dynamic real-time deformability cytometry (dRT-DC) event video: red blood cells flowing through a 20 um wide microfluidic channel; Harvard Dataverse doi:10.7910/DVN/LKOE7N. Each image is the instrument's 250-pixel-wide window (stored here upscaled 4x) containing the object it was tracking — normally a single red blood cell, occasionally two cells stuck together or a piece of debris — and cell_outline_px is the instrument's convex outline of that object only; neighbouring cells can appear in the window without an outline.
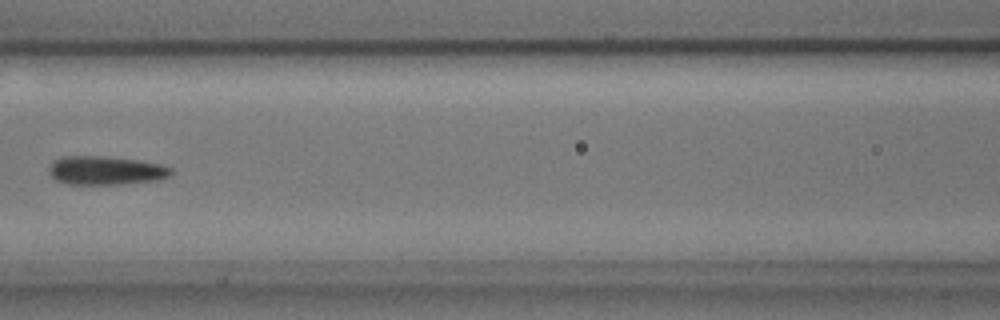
{"species": "common noctule bat (a hibernating species)", "species_latin": "Nyctalus noctula", "temperature_condition": "cold", "stored_images_in_passage": 8, "camera_frame_rate_fps": 3000, "um_per_image_px": 0.085, "animal": {"sex": "male", "body_mass_g": 17.9, "forearm_length_mm": 54.2}, "frame": {"image": 1, "passage_image": 6, "time_ms": 1.667, "image_size_px": [1000, 320], "cell_outline_px": [[172, 176], [160, 180], [116, 184], [64, 184], [56, 180], [48, 172], [48, 168], [52, 160], [60, 156], [100, 156], [140, 160], [160, 164], [172, 168]], "centroid_in_image_um": [8.97, 14.49], "position_along_channel_um": 157.6, "area_um2": 20.69}}
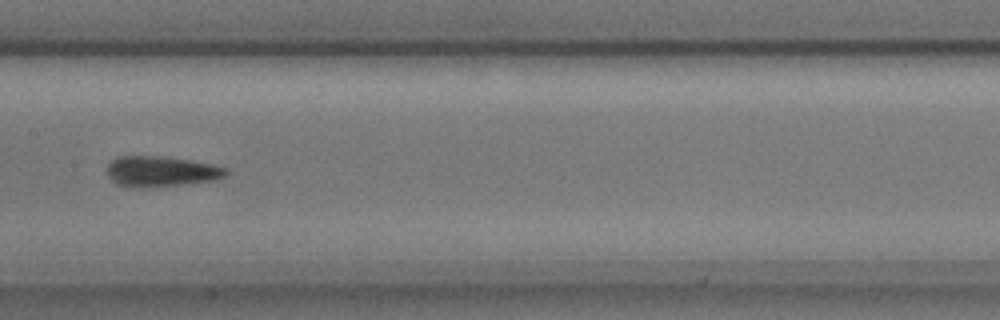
{"frame": {"image": 2, "passage_image": 7, "time_ms": 2.0, "image_size_px": [1000, 320], "cell_outline_px": [[228, 172], [224, 176], [216, 180], [180, 184], [136, 188], [116, 184], [108, 176], [108, 164], [116, 156], [160, 156], [192, 160], [212, 164], [228, 168]], "centroid_in_image_um": [13.69, 14.56], "position_along_channel_um": 193.7, "area_um2": 21.1}}
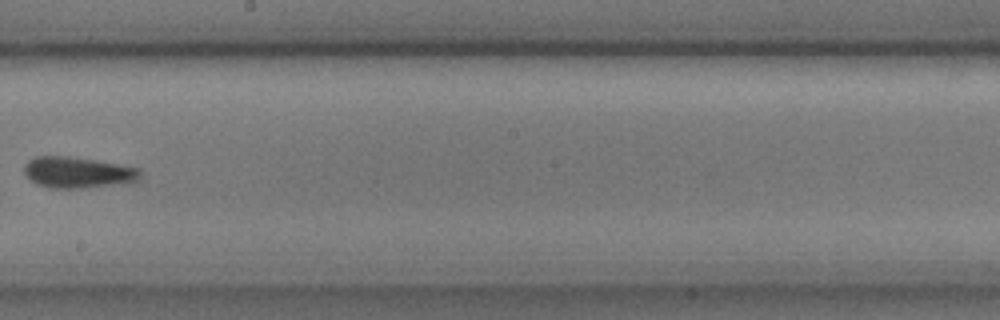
{"frame": {"image": 3, "passage_image": 8, "time_ms": 2.333, "image_size_px": [1000, 320], "cell_outline_px": [[140, 180], [132, 184], [84, 188], [48, 188], [36, 184], [24, 172], [24, 164], [28, 160], [36, 156], [68, 156], [96, 160], [140, 168]], "centroid_in_image_um": [6.67, 14.67], "position_along_channel_um": 241.5, "area_um2": 21.5}}